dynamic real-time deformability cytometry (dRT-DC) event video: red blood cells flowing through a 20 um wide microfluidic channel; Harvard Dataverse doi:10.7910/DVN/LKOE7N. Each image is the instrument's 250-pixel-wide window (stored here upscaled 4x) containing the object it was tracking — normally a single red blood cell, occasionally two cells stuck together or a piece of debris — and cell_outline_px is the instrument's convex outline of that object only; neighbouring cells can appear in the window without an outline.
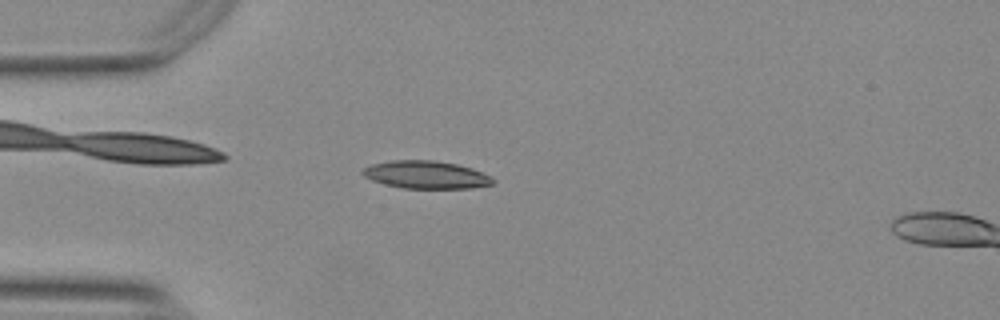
{"species": "Egyptian fruit bat (a non-hibernating species)", "species_latin": "Rousettus aegyptiacus", "temperature_condition": "warm", "stored_images_in_passage": 6, "camera_frame_rate_fps": 3000, "um_per_image_px": 0.085, "animal": {"sex": "female"}, "frame": {"image": 1, "passage_image": 4, "time_ms": 1.0, "image_size_px": [1000, 320], "cell_outline_px": [[496, 180], [492, 184], [472, 188], [404, 188], [384, 184], [372, 180], [364, 176], [360, 172], [360, 168], [372, 164], [392, 160], [432, 160], [456, 164], [472, 168], [492, 176]], "centroid_in_image_um": [36.2, 14.85], "position_along_channel_um": 48.8, "area_um2": 21.15}}